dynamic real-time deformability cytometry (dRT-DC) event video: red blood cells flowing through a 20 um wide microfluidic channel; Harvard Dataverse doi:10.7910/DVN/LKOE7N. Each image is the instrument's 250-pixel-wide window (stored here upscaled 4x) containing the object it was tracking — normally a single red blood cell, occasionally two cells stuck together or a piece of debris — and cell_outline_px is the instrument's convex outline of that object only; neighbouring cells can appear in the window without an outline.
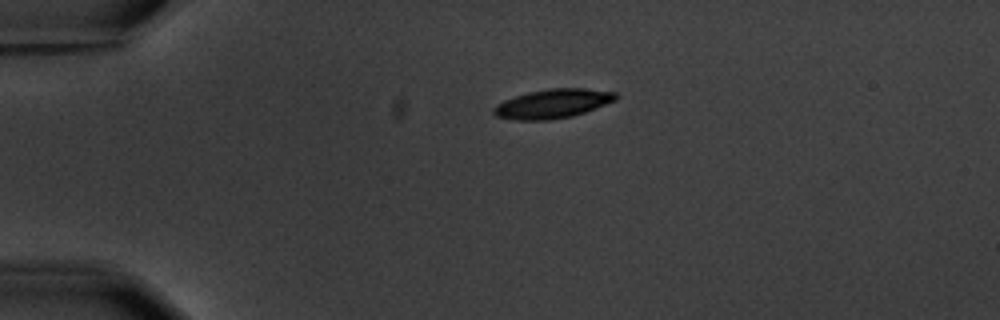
{"species": "common noctule bat (a hibernating species)", "species_latin": "Nyctalus noctula", "temperature_condition": "warm", "stored_images_in_passage": 2, "camera_frame_rate_fps": 3000, "um_per_image_px": 0.085, "animal": {"sex": "male", "body_mass_g": 20.1, "forearm_length_mm": 53.5}, "frame": {"image": 1, "passage_image": 1, "time_ms": 0.0, "image_size_px": [1000, 320], "cell_outline_px": [[616, 100], [584, 112], [572, 116], [548, 120], [516, 120], [496, 116], [492, 112], [492, 108], [496, 104], [504, 100], [528, 92], [548, 88], [584, 88], [616, 92]], "centroid_in_image_um": [46.95, 8.81], "position_along_channel_um": 38.1, "area_um2": 20.63}}